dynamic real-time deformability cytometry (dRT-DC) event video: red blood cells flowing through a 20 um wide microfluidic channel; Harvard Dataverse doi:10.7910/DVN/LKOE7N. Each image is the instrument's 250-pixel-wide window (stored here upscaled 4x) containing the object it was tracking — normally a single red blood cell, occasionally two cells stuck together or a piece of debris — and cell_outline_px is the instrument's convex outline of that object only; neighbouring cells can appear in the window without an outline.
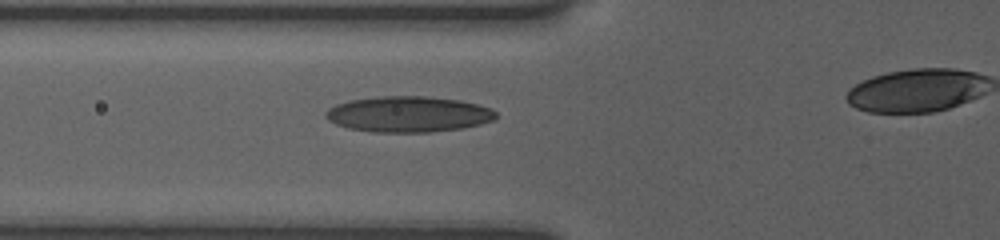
{"species": "human", "species_latin": "Homo sapiens", "temperature_condition": "room temperature", "stored_images_in_passage": 5, "segment_of_instrument_passage": [1, 2], "camera_frame_rate_fps": 3000, "um_per_image_px": 0.085, "donor": {"sex": "female"}, "frame": {"image": 1, "passage_image": 4, "time_ms": 2.333, "image_size_px": [1000, 240], "cell_outline_px": [[496, 120], [480, 124], [460, 128], [428, 132], [372, 132], [348, 128], [336, 124], [328, 120], [324, 116], [324, 112], [328, 108], [336, 104], [348, 100], [380, 96], [424, 96], [460, 100], [492, 108], [496, 112]], "centroid_in_image_um": [34.68, 9.7], "position_along_channel_um": 91.1, "area_um2": 35.66}}